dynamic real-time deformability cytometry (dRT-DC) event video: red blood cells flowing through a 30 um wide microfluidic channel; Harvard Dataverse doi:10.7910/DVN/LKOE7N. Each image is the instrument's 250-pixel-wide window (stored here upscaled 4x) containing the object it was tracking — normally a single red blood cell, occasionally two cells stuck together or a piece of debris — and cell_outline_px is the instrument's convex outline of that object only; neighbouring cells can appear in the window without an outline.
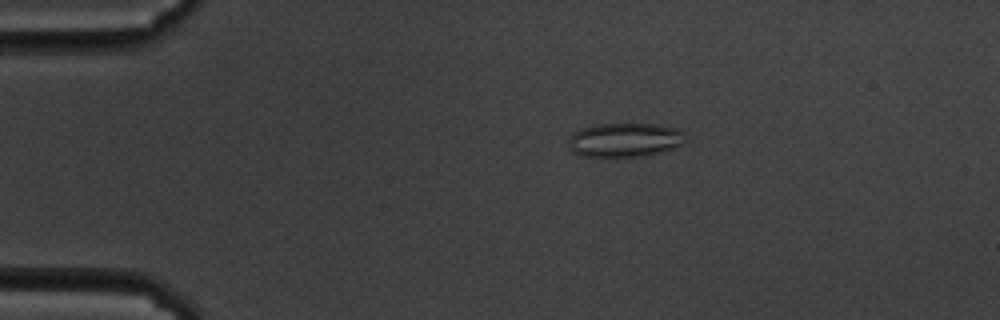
{"species": "common noctule bat (a hibernating species)", "species_latin": "Nyctalus noctula", "temperature_condition": "cold", "stored_images_in_passage": 59, "camera_frame_rate_fps": 3000, "um_per_image_px": 0.085, "animal": {"sex": "male", "body_mass_g": 19.5, "forearm_length_mm": 54.6}, "frame": {"image": 1, "passage_image": 12, "time_ms": 3.667, "image_size_px": [1000, 320], "cell_outline_px": [[684, 144], [660, 152], [644, 156], [580, 156], [572, 152], [568, 148], [568, 140], [572, 132], [580, 128], [596, 124], [656, 124], [676, 128], [684, 132]], "centroid_in_image_um": [53.06, 11.89], "position_along_channel_um": 31.9, "area_um2": 23.35}}
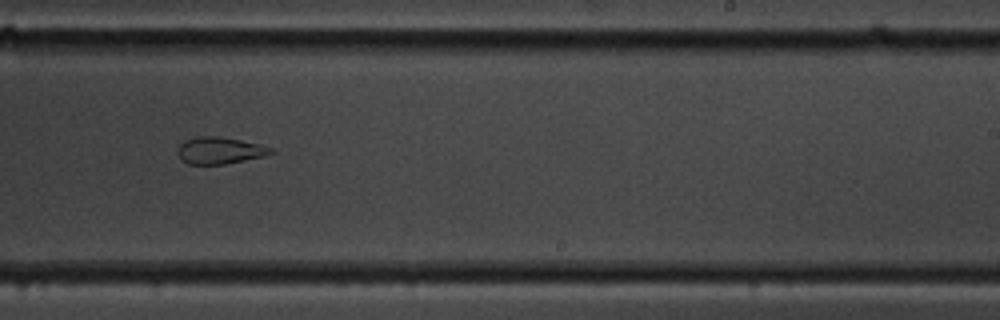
{"frame": {"image": 2, "passage_image": 37, "time_ms": 12.0, "image_size_px": [1000, 320], "cell_outline_px": [[276, 152], [268, 156], [224, 164], [188, 164], [180, 160], [176, 152], [180, 144], [184, 140], [196, 136], [220, 136], [260, 144], [272, 148]], "centroid_in_image_um": [18.68, 12.79], "position_along_channel_um": 270.3, "area_um2": 14.91}}
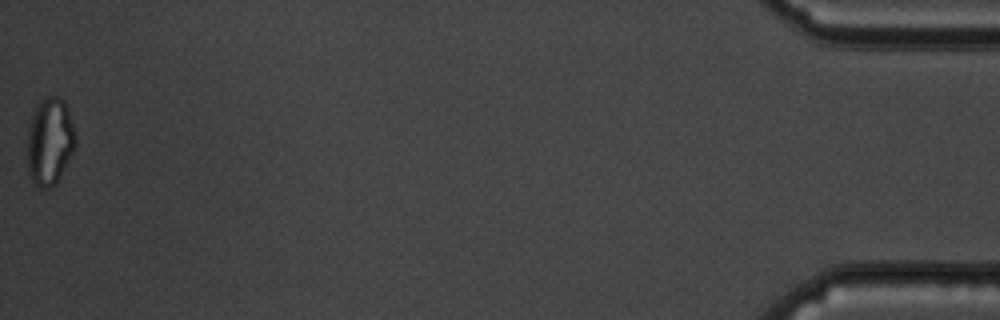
{"frame": {"image": 3, "passage_image": 59, "time_ms": 19.333, "image_size_px": [1000, 320], "cell_outline_px": [[76, 144], [56, 184], [48, 188], [40, 188], [32, 180], [28, 172], [28, 128], [32, 112], [36, 104], [44, 96], [56, 96], [64, 100], [76, 136]], "centroid_in_image_um": [4.21, 11.99], "position_along_channel_um": 431.0, "area_um2": 24.45}, "authors_computed_cell_mechanics": {"area_um2": 21.6172, "velocity_mm_per_s": 3.4544, "shape_relaxation_time_tau1_ms": null, "shape_relaxation_time_tau2_ms": 2.4137, "deformation_change_tau1": null, "deformation_change_tau2": 0.0925}}